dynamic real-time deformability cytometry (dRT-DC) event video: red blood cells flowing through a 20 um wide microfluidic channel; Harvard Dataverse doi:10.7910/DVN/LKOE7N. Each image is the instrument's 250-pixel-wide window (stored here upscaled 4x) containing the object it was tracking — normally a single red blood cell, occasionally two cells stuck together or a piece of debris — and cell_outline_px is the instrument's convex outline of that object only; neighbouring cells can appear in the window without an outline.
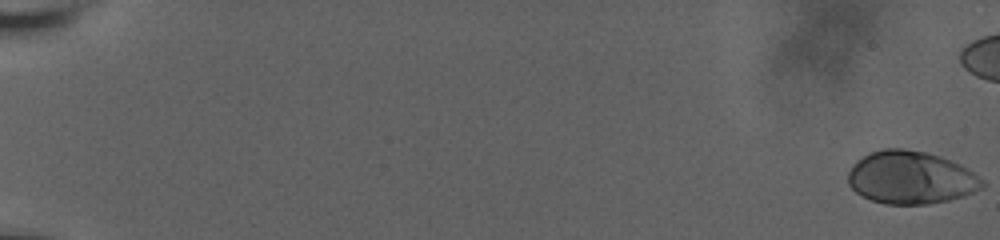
{"species": "human", "species_latin": "Homo sapiens", "temperature_condition": "room temperature", "stored_images_in_passage": 47, "camera_frame_rate_fps": 3000, "um_per_image_px": 0.085, "donor": {"sex": "male"}, "frame": {"image": 1, "passage_image": 1, "time_ms": 0.0, "image_size_px": [1000, 240], "cell_outline_px": [[984, 184], [980, 188], [964, 196], [948, 200], [928, 204], [884, 204], [872, 200], [856, 192], [848, 184], [848, 172], [852, 164], [856, 160], [872, 152], [884, 148], [904, 148], [924, 152], [940, 156], [960, 164], [984, 180]], "centroid_in_image_um": [77.39, 15.09], "position_along_channel_um": 7.6, "area_um2": 41.15}}